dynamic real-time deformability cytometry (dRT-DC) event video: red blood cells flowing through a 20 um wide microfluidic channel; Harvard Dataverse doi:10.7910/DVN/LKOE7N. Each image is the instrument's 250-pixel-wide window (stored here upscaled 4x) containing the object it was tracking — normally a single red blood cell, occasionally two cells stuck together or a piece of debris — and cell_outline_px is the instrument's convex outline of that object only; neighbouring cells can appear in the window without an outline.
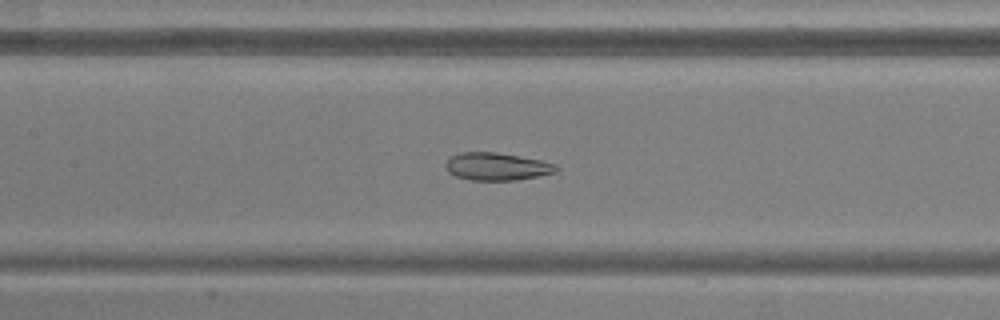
{"species": "common noctule bat (a hibernating species)", "species_latin": "Nyctalus noctula", "temperature_condition": "warm", "stored_images_in_passage": 52, "camera_frame_rate_fps": 3000, "um_per_image_px": 0.085, "animal": {"sex": "male", "body_mass_g": 20.5, "forearm_length_mm": 52.5}, "frame": {"image": 1, "passage_image": 23, "time_ms": 7.333, "image_size_px": [1000, 320], "cell_outline_px": [[560, 168], [556, 172], [536, 176], [512, 180], [472, 180], [456, 176], [448, 172], [444, 164], [452, 156], [460, 152], [496, 152], [540, 160], [556, 164]], "centroid_in_image_um": [42.22, 14.15], "position_along_channel_um": 165.2, "area_um2": 17.63}}
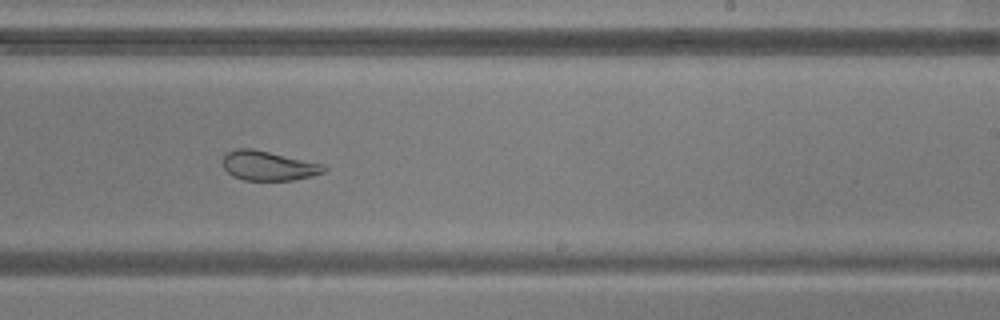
{"frame": {"image": 2, "passage_image": 31, "time_ms": 10.0, "image_size_px": [1000, 320], "cell_outline_px": [[328, 168], [324, 172], [312, 176], [292, 180], [244, 180], [232, 176], [224, 168], [220, 160], [228, 152], [236, 148], [252, 148], [324, 164]], "centroid_in_image_um": [22.8, 14.08], "position_along_channel_um": 266.2, "area_um2": 17.51}}
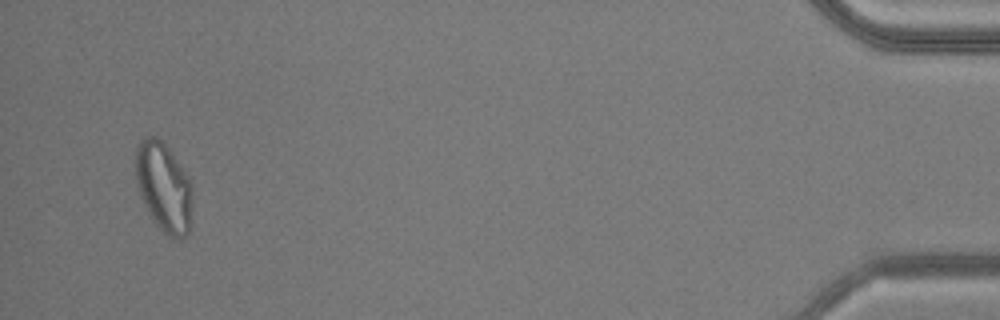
{"frame": {"image": 3, "passage_image": 50, "time_ms": 16.333, "image_size_px": [1000, 320], "cell_outline_px": [[192, 232], [188, 236], [176, 240], [168, 236], [156, 224], [148, 212], [140, 196], [136, 184], [136, 148], [140, 140], [144, 136], [156, 136], [168, 148], [180, 164], [188, 176], [192, 188]], "centroid_in_image_um": [13.95, 15.96], "position_along_channel_um": 421.2, "area_um2": 30.11}, "authors_computed_cell_mechanics": {"area_um2": 24.8251, "velocity_mm_per_s": 3.8073, "shape_relaxation_time_tau1_ms": null, "shape_relaxation_time_tau2_ms": 1.3711, "deformation_change_tau1": null, "deformation_change_tau2": 0.0834}}